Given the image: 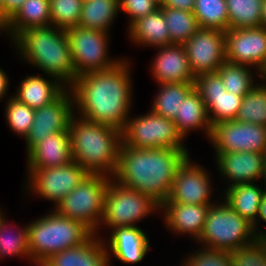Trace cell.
Returning <instances> with one entry per match:
<instances>
[{
  "label": "cell",
  "instance_id": "cell-18",
  "mask_svg": "<svg viewBox=\"0 0 266 266\" xmlns=\"http://www.w3.org/2000/svg\"><path fill=\"white\" fill-rule=\"evenodd\" d=\"M216 165L229 187L242 183H254L263 179V153L228 152L216 154Z\"/></svg>",
  "mask_w": 266,
  "mask_h": 266
},
{
  "label": "cell",
  "instance_id": "cell-42",
  "mask_svg": "<svg viewBox=\"0 0 266 266\" xmlns=\"http://www.w3.org/2000/svg\"><path fill=\"white\" fill-rule=\"evenodd\" d=\"M262 220L266 222V187L263 189V195L261 199V203L258 209V214H257V219L256 221L252 224L253 231L258 237H264L266 235V231H259L258 230V223L259 220ZM259 231V232H258Z\"/></svg>",
  "mask_w": 266,
  "mask_h": 266
},
{
  "label": "cell",
  "instance_id": "cell-25",
  "mask_svg": "<svg viewBox=\"0 0 266 266\" xmlns=\"http://www.w3.org/2000/svg\"><path fill=\"white\" fill-rule=\"evenodd\" d=\"M128 34L134 44L153 48L172 45L169 29L162 9L138 18L128 26Z\"/></svg>",
  "mask_w": 266,
  "mask_h": 266
},
{
  "label": "cell",
  "instance_id": "cell-35",
  "mask_svg": "<svg viewBox=\"0 0 266 266\" xmlns=\"http://www.w3.org/2000/svg\"><path fill=\"white\" fill-rule=\"evenodd\" d=\"M250 66L225 61L217 70L226 91L245 96L256 84ZM254 83V84H253Z\"/></svg>",
  "mask_w": 266,
  "mask_h": 266
},
{
  "label": "cell",
  "instance_id": "cell-40",
  "mask_svg": "<svg viewBox=\"0 0 266 266\" xmlns=\"http://www.w3.org/2000/svg\"><path fill=\"white\" fill-rule=\"evenodd\" d=\"M199 251L187 256L182 263L186 266H232L229 254L225 250L202 247Z\"/></svg>",
  "mask_w": 266,
  "mask_h": 266
},
{
  "label": "cell",
  "instance_id": "cell-21",
  "mask_svg": "<svg viewBox=\"0 0 266 266\" xmlns=\"http://www.w3.org/2000/svg\"><path fill=\"white\" fill-rule=\"evenodd\" d=\"M27 155V169H47L70 163L73 161L70 132L61 131L49 134Z\"/></svg>",
  "mask_w": 266,
  "mask_h": 266
},
{
  "label": "cell",
  "instance_id": "cell-22",
  "mask_svg": "<svg viewBox=\"0 0 266 266\" xmlns=\"http://www.w3.org/2000/svg\"><path fill=\"white\" fill-rule=\"evenodd\" d=\"M108 239L107 250L123 263L135 264L143 260L150 246L147 234L137 226L115 227Z\"/></svg>",
  "mask_w": 266,
  "mask_h": 266
},
{
  "label": "cell",
  "instance_id": "cell-16",
  "mask_svg": "<svg viewBox=\"0 0 266 266\" xmlns=\"http://www.w3.org/2000/svg\"><path fill=\"white\" fill-rule=\"evenodd\" d=\"M195 89L205 103L212 126L236 119L243 97L226 91L218 72L198 75L195 78Z\"/></svg>",
  "mask_w": 266,
  "mask_h": 266
},
{
  "label": "cell",
  "instance_id": "cell-48",
  "mask_svg": "<svg viewBox=\"0 0 266 266\" xmlns=\"http://www.w3.org/2000/svg\"><path fill=\"white\" fill-rule=\"evenodd\" d=\"M261 13H262L261 26L266 28V0H263Z\"/></svg>",
  "mask_w": 266,
  "mask_h": 266
},
{
  "label": "cell",
  "instance_id": "cell-31",
  "mask_svg": "<svg viewBox=\"0 0 266 266\" xmlns=\"http://www.w3.org/2000/svg\"><path fill=\"white\" fill-rule=\"evenodd\" d=\"M160 8L164 13L173 44L185 43L200 29L193 12L169 7Z\"/></svg>",
  "mask_w": 266,
  "mask_h": 266
},
{
  "label": "cell",
  "instance_id": "cell-38",
  "mask_svg": "<svg viewBox=\"0 0 266 266\" xmlns=\"http://www.w3.org/2000/svg\"><path fill=\"white\" fill-rule=\"evenodd\" d=\"M84 0H49L51 25L61 29L76 27Z\"/></svg>",
  "mask_w": 266,
  "mask_h": 266
},
{
  "label": "cell",
  "instance_id": "cell-50",
  "mask_svg": "<svg viewBox=\"0 0 266 266\" xmlns=\"http://www.w3.org/2000/svg\"><path fill=\"white\" fill-rule=\"evenodd\" d=\"M264 155V164H263V180L265 181V185H266V149L263 152Z\"/></svg>",
  "mask_w": 266,
  "mask_h": 266
},
{
  "label": "cell",
  "instance_id": "cell-4",
  "mask_svg": "<svg viewBox=\"0 0 266 266\" xmlns=\"http://www.w3.org/2000/svg\"><path fill=\"white\" fill-rule=\"evenodd\" d=\"M76 117L71 118L69 127L73 161L89 174L113 177L118 167L122 131Z\"/></svg>",
  "mask_w": 266,
  "mask_h": 266
},
{
  "label": "cell",
  "instance_id": "cell-47",
  "mask_svg": "<svg viewBox=\"0 0 266 266\" xmlns=\"http://www.w3.org/2000/svg\"><path fill=\"white\" fill-rule=\"evenodd\" d=\"M31 262L37 266H53L49 259H31Z\"/></svg>",
  "mask_w": 266,
  "mask_h": 266
},
{
  "label": "cell",
  "instance_id": "cell-14",
  "mask_svg": "<svg viewBox=\"0 0 266 266\" xmlns=\"http://www.w3.org/2000/svg\"><path fill=\"white\" fill-rule=\"evenodd\" d=\"M226 61L257 71L266 61V28H231L225 31Z\"/></svg>",
  "mask_w": 266,
  "mask_h": 266
},
{
  "label": "cell",
  "instance_id": "cell-46",
  "mask_svg": "<svg viewBox=\"0 0 266 266\" xmlns=\"http://www.w3.org/2000/svg\"><path fill=\"white\" fill-rule=\"evenodd\" d=\"M0 27L2 29L5 28V7L3 0H0Z\"/></svg>",
  "mask_w": 266,
  "mask_h": 266
},
{
  "label": "cell",
  "instance_id": "cell-12",
  "mask_svg": "<svg viewBox=\"0 0 266 266\" xmlns=\"http://www.w3.org/2000/svg\"><path fill=\"white\" fill-rule=\"evenodd\" d=\"M209 140L216 149L215 154L263 153L266 149V126L237 120L219 122L212 126Z\"/></svg>",
  "mask_w": 266,
  "mask_h": 266
},
{
  "label": "cell",
  "instance_id": "cell-43",
  "mask_svg": "<svg viewBox=\"0 0 266 266\" xmlns=\"http://www.w3.org/2000/svg\"><path fill=\"white\" fill-rule=\"evenodd\" d=\"M161 7H169L193 12L195 0H166L164 5Z\"/></svg>",
  "mask_w": 266,
  "mask_h": 266
},
{
  "label": "cell",
  "instance_id": "cell-49",
  "mask_svg": "<svg viewBox=\"0 0 266 266\" xmlns=\"http://www.w3.org/2000/svg\"><path fill=\"white\" fill-rule=\"evenodd\" d=\"M258 76H260L261 80H264V82L266 81V61L258 71Z\"/></svg>",
  "mask_w": 266,
  "mask_h": 266
},
{
  "label": "cell",
  "instance_id": "cell-3",
  "mask_svg": "<svg viewBox=\"0 0 266 266\" xmlns=\"http://www.w3.org/2000/svg\"><path fill=\"white\" fill-rule=\"evenodd\" d=\"M17 54L28 64L53 76L69 88L75 81V67L65 29L53 25L28 28L14 38Z\"/></svg>",
  "mask_w": 266,
  "mask_h": 266
},
{
  "label": "cell",
  "instance_id": "cell-32",
  "mask_svg": "<svg viewBox=\"0 0 266 266\" xmlns=\"http://www.w3.org/2000/svg\"><path fill=\"white\" fill-rule=\"evenodd\" d=\"M200 28L229 29V17L226 0H195L193 10Z\"/></svg>",
  "mask_w": 266,
  "mask_h": 266
},
{
  "label": "cell",
  "instance_id": "cell-41",
  "mask_svg": "<svg viewBox=\"0 0 266 266\" xmlns=\"http://www.w3.org/2000/svg\"><path fill=\"white\" fill-rule=\"evenodd\" d=\"M120 10L129 15V26L138 18L149 15L159 6L154 0H119Z\"/></svg>",
  "mask_w": 266,
  "mask_h": 266
},
{
  "label": "cell",
  "instance_id": "cell-1",
  "mask_svg": "<svg viewBox=\"0 0 266 266\" xmlns=\"http://www.w3.org/2000/svg\"><path fill=\"white\" fill-rule=\"evenodd\" d=\"M129 66L130 63L122 59L110 69L79 75L69 87L77 115L123 131L132 103Z\"/></svg>",
  "mask_w": 266,
  "mask_h": 266
},
{
  "label": "cell",
  "instance_id": "cell-2",
  "mask_svg": "<svg viewBox=\"0 0 266 266\" xmlns=\"http://www.w3.org/2000/svg\"><path fill=\"white\" fill-rule=\"evenodd\" d=\"M188 156L186 148L139 149L121 145L112 179L146 194L161 206L168 200L178 167Z\"/></svg>",
  "mask_w": 266,
  "mask_h": 266
},
{
  "label": "cell",
  "instance_id": "cell-24",
  "mask_svg": "<svg viewBox=\"0 0 266 266\" xmlns=\"http://www.w3.org/2000/svg\"><path fill=\"white\" fill-rule=\"evenodd\" d=\"M45 79L38 75H27L13 96L33 109L41 108L56 100L67 87L58 79Z\"/></svg>",
  "mask_w": 266,
  "mask_h": 266
},
{
  "label": "cell",
  "instance_id": "cell-6",
  "mask_svg": "<svg viewBox=\"0 0 266 266\" xmlns=\"http://www.w3.org/2000/svg\"><path fill=\"white\" fill-rule=\"evenodd\" d=\"M258 236L246 219L234 211L226 201L210 206L201 237L203 247L229 252L252 243Z\"/></svg>",
  "mask_w": 266,
  "mask_h": 266
},
{
  "label": "cell",
  "instance_id": "cell-39",
  "mask_svg": "<svg viewBox=\"0 0 266 266\" xmlns=\"http://www.w3.org/2000/svg\"><path fill=\"white\" fill-rule=\"evenodd\" d=\"M232 266H266V240L258 237L252 243L228 252Z\"/></svg>",
  "mask_w": 266,
  "mask_h": 266
},
{
  "label": "cell",
  "instance_id": "cell-27",
  "mask_svg": "<svg viewBox=\"0 0 266 266\" xmlns=\"http://www.w3.org/2000/svg\"><path fill=\"white\" fill-rule=\"evenodd\" d=\"M51 25L49 0H25L2 31L13 39L28 28ZM9 33V34H8Z\"/></svg>",
  "mask_w": 266,
  "mask_h": 266
},
{
  "label": "cell",
  "instance_id": "cell-45",
  "mask_svg": "<svg viewBox=\"0 0 266 266\" xmlns=\"http://www.w3.org/2000/svg\"><path fill=\"white\" fill-rule=\"evenodd\" d=\"M8 85H9V79L7 77L6 72L0 68V100L3 99L7 95L8 91Z\"/></svg>",
  "mask_w": 266,
  "mask_h": 266
},
{
  "label": "cell",
  "instance_id": "cell-51",
  "mask_svg": "<svg viewBox=\"0 0 266 266\" xmlns=\"http://www.w3.org/2000/svg\"><path fill=\"white\" fill-rule=\"evenodd\" d=\"M166 0H154V2L159 6H163Z\"/></svg>",
  "mask_w": 266,
  "mask_h": 266
},
{
  "label": "cell",
  "instance_id": "cell-36",
  "mask_svg": "<svg viewBox=\"0 0 266 266\" xmlns=\"http://www.w3.org/2000/svg\"><path fill=\"white\" fill-rule=\"evenodd\" d=\"M2 214V210H0V259L6 256H26V258L31 260L29 247H28V225L24 227V229L20 228L15 234H13L10 230L7 229L10 227L7 224L4 216ZM10 233H9V232ZM13 234V235H12Z\"/></svg>",
  "mask_w": 266,
  "mask_h": 266
},
{
  "label": "cell",
  "instance_id": "cell-8",
  "mask_svg": "<svg viewBox=\"0 0 266 266\" xmlns=\"http://www.w3.org/2000/svg\"><path fill=\"white\" fill-rule=\"evenodd\" d=\"M183 140L173 120L150 110L146 115L128 117L121 145L139 149L185 148Z\"/></svg>",
  "mask_w": 266,
  "mask_h": 266
},
{
  "label": "cell",
  "instance_id": "cell-20",
  "mask_svg": "<svg viewBox=\"0 0 266 266\" xmlns=\"http://www.w3.org/2000/svg\"><path fill=\"white\" fill-rule=\"evenodd\" d=\"M210 206L164 202L160 206V210L162 213L164 211V223L168 229L176 232L175 234H188L193 240L198 241Z\"/></svg>",
  "mask_w": 266,
  "mask_h": 266
},
{
  "label": "cell",
  "instance_id": "cell-9",
  "mask_svg": "<svg viewBox=\"0 0 266 266\" xmlns=\"http://www.w3.org/2000/svg\"><path fill=\"white\" fill-rule=\"evenodd\" d=\"M159 210L160 205L151 197L111 179L105 195L101 225H107L105 227L108 229L136 226V222Z\"/></svg>",
  "mask_w": 266,
  "mask_h": 266
},
{
  "label": "cell",
  "instance_id": "cell-44",
  "mask_svg": "<svg viewBox=\"0 0 266 266\" xmlns=\"http://www.w3.org/2000/svg\"><path fill=\"white\" fill-rule=\"evenodd\" d=\"M5 7V26L9 22L10 18L21 7L25 0H3Z\"/></svg>",
  "mask_w": 266,
  "mask_h": 266
},
{
  "label": "cell",
  "instance_id": "cell-5",
  "mask_svg": "<svg viewBox=\"0 0 266 266\" xmlns=\"http://www.w3.org/2000/svg\"><path fill=\"white\" fill-rule=\"evenodd\" d=\"M93 234L81 222L63 217L53 210L28 224L31 259H49L67 248L83 244Z\"/></svg>",
  "mask_w": 266,
  "mask_h": 266
},
{
  "label": "cell",
  "instance_id": "cell-7",
  "mask_svg": "<svg viewBox=\"0 0 266 266\" xmlns=\"http://www.w3.org/2000/svg\"><path fill=\"white\" fill-rule=\"evenodd\" d=\"M112 177L102 174H89L70 194L56 206L57 214L79 221L94 234H98L104 215L105 195Z\"/></svg>",
  "mask_w": 266,
  "mask_h": 266
},
{
  "label": "cell",
  "instance_id": "cell-28",
  "mask_svg": "<svg viewBox=\"0 0 266 266\" xmlns=\"http://www.w3.org/2000/svg\"><path fill=\"white\" fill-rule=\"evenodd\" d=\"M225 201L242 218L253 224L257 219L263 189L254 183L236 184L224 191Z\"/></svg>",
  "mask_w": 266,
  "mask_h": 266
},
{
  "label": "cell",
  "instance_id": "cell-13",
  "mask_svg": "<svg viewBox=\"0 0 266 266\" xmlns=\"http://www.w3.org/2000/svg\"><path fill=\"white\" fill-rule=\"evenodd\" d=\"M182 45L195 78L201 74L217 72L226 61L224 31L200 28Z\"/></svg>",
  "mask_w": 266,
  "mask_h": 266
},
{
  "label": "cell",
  "instance_id": "cell-37",
  "mask_svg": "<svg viewBox=\"0 0 266 266\" xmlns=\"http://www.w3.org/2000/svg\"><path fill=\"white\" fill-rule=\"evenodd\" d=\"M4 110H6L4 113H6L7 125L15 134L25 139L32 127L35 109L20 102L12 95L8 98Z\"/></svg>",
  "mask_w": 266,
  "mask_h": 266
},
{
  "label": "cell",
  "instance_id": "cell-15",
  "mask_svg": "<svg viewBox=\"0 0 266 266\" xmlns=\"http://www.w3.org/2000/svg\"><path fill=\"white\" fill-rule=\"evenodd\" d=\"M73 105L72 92L67 88L52 103L35 109L32 127L25 138L27 153L49 134L69 131L71 118L75 115Z\"/></svg>",
  "mask_w": 266,
  "mask_h": 266
},
{
  "label": "cell",
  "instance_id": "cell-23",
  "mask_svg": "<svg viewBox=\"0 0 266 266\" xmlns=\"http://www.w3.org/2000/svg\"><path fill=\"white\" fill-rule=\"evenodd\" d=\"M93 234L86 242L67 248L49 258L53 266H110V252L105 242Z\"/></svg>",
  "mask_w": 266,
  "mask_h": 266
},
{
  "label": "cell",
  "instance_id": "cell-17",
  "mask_svg": "<svg viewBox=\"0 0 266 266\" xmlns=\"http://www.w3.org/2000/svg\"><path fill=\"white\" fill-rule=\"evenodd\" d=\"M188 156L178 167L166 202L212 205L210 175L207 169L190 161Z\"/></svg>",
  "mask_w": 266,
  "mask_h": 266
},
{
  "label": "cell",
  "instance_id": "cell-30",
  "mask_svg": "<svg viewBox=\"0 0 266 266\" xmlns=\"http://www.w3.org/2000/svg\"><path fill=\"white\" fill-rule=\"evenodd\" d=\"M150 108L154 113L174 120L181 102L195 89V83H163Z\"/></svg>",
  "mask_w": 266,
  "mask_h": 266
},
{
  "label": "cell",
  "instance_id": "cell-11",
  "mask_svg": "<svg viewBox=\"0 0 266 266\" xmlns=\"http://www.w3.org/2000/svg\"><path fill=\"white\" fill-rule=\"evenodd\" d=\"M27 171L26 190L29 187L30 192L53 201L55 206L89 175L76 161L64 166Z\"/></svg>",
  "mask_w": 266,
  "mask_h": 266
},
{
  "label": "cell",
  "instance_id": "cell-19",
  "mask_svg": "<svg viewBox=\"0 0 266 266\" xmlns=\"http://www.w3.org/2000/svg\"><path fill=\"white\" fill-rule=\"evenodd\" d=\"M152 64V76L156 83H195L188 57L182 44L157 47Z\"/></svg>",
  "mask_w": 266,
  "mask_h": 266
},
{
  "label": "cell",
  "instance_id": "cell-26",
  "mask_svg": "<svg viewBox=\"0 0 266 266\" xmlns=\"http://www.w3.org/2000/svg\"><path fill=\"white\" fill-rule=\"evenodd\" d=\"M173 122L183 138L187 137L188 132L199 128H204L206 138L208 140L210 138L212 125L208 119L205 103L196 89L181 102L180 110Z\"/></svg>",
  "mask_w": 266,
  "mask_h": 266
},
{
  "label": "cell",
  "instance_id": "cell-34",
  "mask_svg": "<svg viewBox=\"0 0 266 266\" xmlns=\"http://www.w3.org/2000/svg\"><path fill=\"white\" fill-rule=\"evenodd\" d=\"M262 84L256 83V85L243 96L235 120L266 126V84Z\"/></svg>",
  "mask_w": 266,
  "mask_h": 266
},
{
  "label": "cell",
  "instance_id": "cell-10",
  "mask_svg": "<svg viewBox=\"0 0 266 266\" xmlns=\"http://www.w3.org/2000/svg\"><path fill=\"white\" fill-rule=\"evenodd\" d=\"M72 59L75 67V79L84 73L107 70L121 59L111 60L108 56V32L76 26L66 29Z\"/></svg>",
  "mask_w": 266,
  "mask_h": 266
},
{
  "label": "cell",
  "instance_id": "cell-33",
  "mask_svg": "<svg viewBox=\"0 0 266 266\" xmlns=\"http://www.w3.org/2000/svg\"><path fill=\"white\" fill-rule=\"evenodd\" d=\"M229 29L260 27L263 0H226Z\"/></svg>",
  "mask_w": 266,
  "mask_h": 266
},
{
  "label": "cell",
  "instance_id": "cell-29",
  "mask_svg": "<svg viewBox=\"0 0 266 266\" xmlns=\"http://www.w3.org/2000/svg\"><path fill=\"white\" fill-rule=\"evenodd\" d=\"M119 10V0H84L78 26L109 33Z\"/></svg>",
  "mask_w": 266,
  "mask_h": 266
}]
</instances>
